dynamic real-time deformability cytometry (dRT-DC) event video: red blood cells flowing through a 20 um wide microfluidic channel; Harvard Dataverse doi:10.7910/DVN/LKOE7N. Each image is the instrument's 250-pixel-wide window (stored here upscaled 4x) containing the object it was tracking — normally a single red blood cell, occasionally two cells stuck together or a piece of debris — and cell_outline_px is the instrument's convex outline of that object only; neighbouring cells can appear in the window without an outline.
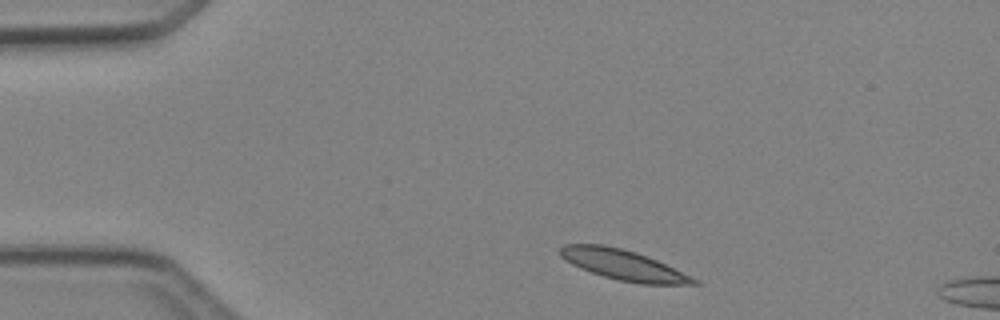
{"species": "Egyptian fruit bat (a non-hibernating species)", "species_latin": "Rousettus aegyptiacus", "temperature_condition": "cold", "stored_images_in_passage": 7, "camera_frame_rate_fps": 3000, "um_per_image_px": 0.085, "animal": {"sex": "female"}, "frame": {"image": 1, "passage_image": 1, "time_ms": 0.0, "image_size_px": [1000, 320], "cell_outline_px": [[700, 284], [640, 284], [620, 280], [604, 276], [580, 268], [564, 260], [560, 256], [560, 248], [564, 244], [604, 244], [636, 252], [656, 260], [692, 276], [700, 280]], "centroid_in_image_um": [52.98, 22.51], "position_along_channel_um": 32.0, "area_um2": 23.41}}
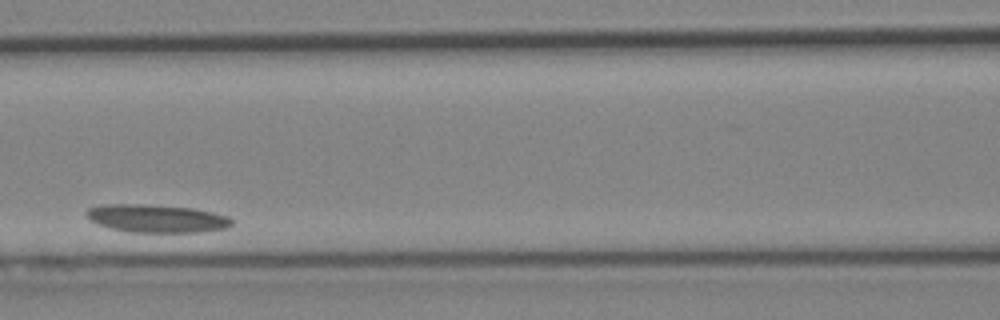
{"frame": {"image": 2, "passage_image": 5, "time_ms": 4.667, "image_size_px": [1000, 320], "cell_outline_px": [[232, 224], [228, 228], [196, 232], [132, 232], [112, 228], [100, 224], [92, 220], [84, 212], [88, 208], [100, 204], [140, 204], [192, 208], [212, 212], [228, 216], [232, 220]], "centroid_in_image_um": [13.32, 18.56], "position_along_channel_um": 153.3, "area_um2": 23.47}}
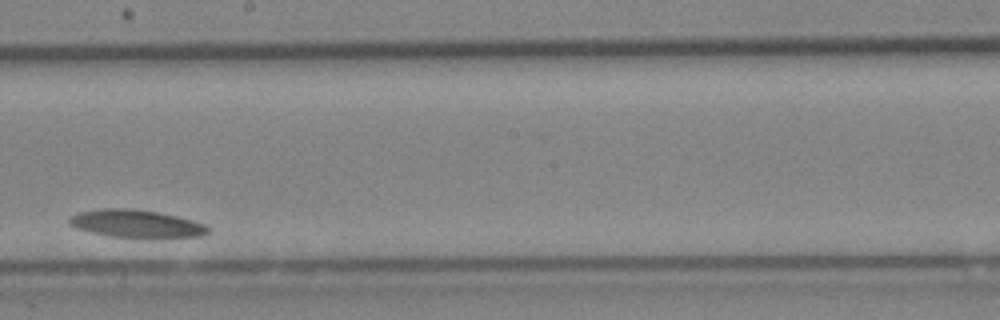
{"frame": {"image": 3, "passage_image": 7, "time_ms": 7.0, "image_size_px": [1000, 320], "cell_outline_px": [[212, 232], [200, 236], [108, 236], [76, 228], [68, 224], [68, 216], [80, 212], [104, 208], [132, 208], [160, 212], [192, 220], [204, 224], [212, 228]], "centroid_in_image_um": [11.56, 18.98], "position_along_channel_um": 236.6, "area_um2": 22.08}}